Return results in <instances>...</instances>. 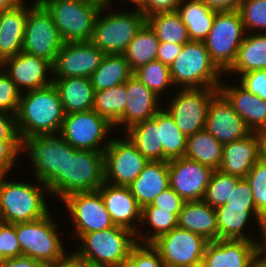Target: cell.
Returning <instances> with one entry per match:
<instances>
[{
    "instance_id": "obj_38",
    "label": "cell",
    "mask_w": 266,
    "mask_h": 267,
    "mask_svg": "<svg viewBox=\"0 0 266 267\" xmlns=\"http://www.w3.org/2000/svg\"><path fill=\"white\" fill-rule=\"evenodd\" d=\"M153 119L160 128L163 161L184 157L187 137L176 126L175 120L162 108L155 114Z\"/></svg>"
},
{
    "instance_id": "obj_55",
    "label": "cell",
    "mask_w": 266,
    "mask_h": 267,
    "mask_svg": "<svg viewBox=\"0 0 266 267\" xmlns=\"http://www.w3.org/2000/svg\"><path fill=\"white\" fill-rule=\"evenodd\" d=\"M0 267H47V265L39 260L21 256L2 260Z\"/></svg>"
},
{
    "instance_id": "obj_7",
    "label": "cell",
    "mask_w": 266,
    "mask_h": 267,
    "mask_svg": "<svg viewBox=\"0 0 266 267\" xmlns=\"http://www.w3.org/2000/svg\"><path fill=\"white\" fill-rule=\"evenodd\" d=\"M107 5L104 2L99 10L90 41L105 54L123 55L146 18L138 7L132 13H112L101 17Z\"/></svg>"
},
{
    "instance_id": "obj_5",
    "label": "cell",
    "mask_w": 266,
    "mask_h": 267,
    "mask_svg": "<svg viewBox=\"0 0 266 267\" xmlns=\"http://www.w3.org/2000/svg\"><path fill=\"white\" fill-rule=\"evenodd\" d=\"M173 84L182 88H219L222 72L202 41H189L169 66Z\"/></svg>"
},
{
    "instance_id": "obj_22",
    "label": "cell",
    "mask_w": 266,
    "mask_h": 267,
    "mask_svg": "<svg viewBox=\"0 0 266 267\" xmlns=\"http://www.w3.org/2000/svg\"><path fill=\"white\" fill-rule=\"evenodd\" d=\"M256 242L218 239L208 242L202 265L204 267H250L256 254Z\"/></svg>"
},
{
    "instance_id": "obj_44",
    "label": "cell",
    "mask_w": 266,
    "mask_h": 267,
    "mask_svg": "<svg viewBox=\"0 0 266 267\" xmlns=\"http://www.w3.org/2000/svg\"><path fill=\"white\" fill-rule=\"evenodd\" d=\"M138 242L122 267H165L159 251L152 244Z\"/></svg>"
},
{
    "instance_id": "obj_54",
    "label": "cell",
    "mask_w": 266,
    "mask_h": 267,
    "mask_svg": "<svg viewBox=\"0 0 266 267\" xmlns=\"http://www.w3.org/2000/svg\"><path fill=\"white\" fill-rule=\"evenodd\" d=\"M183 45L172 42H159L156 59L170 66L177 55L181 52Z\"/></svg>"
},
{
    "instance_id": "obj_20",
    "label": "cell",
    "mask_w": 266,
    "mask_h": 267,
    "mask_svg": "<svg viewBox=\"0 0 266 267\" xmlns=\"http://www.w3.org/2000/svg\"><path fill=\"white\" fill-rule=\"evenodd\" d=\"M6 65V66H5ZM0 66L8 67L6 74L16 84L18 90L23 86L27 91H32L49 86L53 78L46 80L47 71L53 70L52 63L42 57L20 51L16 56L4 59Z\"/></svg>"
},
{
    "instance_id": "obj_23",
    "label": "cell",
    "mask_w": 266,
    "mask_h": 267,
    "mask_svg": "<svg viewBox=\"0 0 266 267\" xmlns=\"http://www.w3.org/2000/svg\"><path fill=\"white\" fill-rule=\"evenodd\" d=\"M98 191L112 222L137 233V229L131 223L135 220L141 222L142 208L132 195L129 186H115L104 182Z\"/></svg>"
},
{
    "instance_id": "obj_40",
    "label": "cell",
    "mask_w": 266,
    "mask_h": 267,
    "mask_svg": "<svg viewBox=\"0 0 266 267\" xmlns=\"http://www.w3.org/2000/svg\"><path fill=\"white\" fill-rule=\"evenodd\" d=\"M146 222L154 229L153 234L145 238L140 233L136 237H143L144 244H152L160 236L169 233L172 229L178 227V216L171 210H159V207L146 205L142 208L141 223ZM140 235V236H139Z\"/></svg>"
},
{
    "instance_id": "obj_43",
    "label": "cell",
    "mask_w": 266,
    "mask_h": 267,
    "mask_svg": "<svg viewBox=\"0 0 266 267\" xmlns=\"http://www.w3.org/2000/svg\"><path fill=\"white\" fill-rule=\"evenodd\" d=\"M245 178L252 188L257 212L266 220V160L261 157Z\"/></svg>"
},
{
    "instance_id": "obj_29",
    "label": "cell",
    "mask_w": 266,
    "mask_h": 267,
    "mask_svg": "<svg viewBox=\"0 0 266 267\" xmlns=\"http://www.w3.org/2000/svg\"><path fill=\"white\" fill-rule=\"evenodd\" d=\"M65 114L93 109L95 91L88 77L54 78Z\"/></svg>"
},
{
    "instance_id": "obj_53",
    "label": "cell",
    "mask_w": 266,
    "mask_h": 267,
    "mask_svg": "<svg viewBox=\"0 0 266 267\" xmlns=\"http://www.w3.org/2000/svg\"><path fill=\"white\" fill-rule=\"evenodd\" d=\"M0 140H19L16 117L0 110Z\"/></svg>"
},
{
    "instance_id": "obj_39",
    "label": "cell",
    "mask_w": 266,
    "mask_h": 267,
    "mask_svg": "<svg viewBox=\"0 0 266 267\" xmlns=\"http://www.w3.org/2000/svg\"><path fill=\"white\" fill-rule=\"evenodd\" d=\"M127 104L126 82L94 95L93 110L114 125L123 115Z\"/></svg>"
},
{
    "instance_id": "obj_42",
    "label": "cell",
    "mask_w": 266,
    "mask_h": 267,
    "mask_svg": "<svg viewBox=\"0 0 266 267\" xmlns=\"http://www.w3.org/2000/svg\"><path fill=\"white\" fill-rule=\"evenodd\" d=\"M240 177L230 175L221 170H214L207 185L203 201L213 208L226 204Z\"/></svg>"
},
{
    "instance_id": "obj_52",
    "label": "cell",
    "mask_w": 266,
    "mask_h": 267,
    "mask_svg": "<svg viewBox=\"0 0 266 267\" xmlns=\"http://www.w3.org/2000/svg\"><path fill=\"white\" fill-rule=\"evenodd\" d=\"M182 0H143L138 6L145 18L156 13L177 11Z\"/></svg>"
},
{
    "instance_id": "obj_6",
    "label": "cell",
    "mask_w": 266,
    "mask_h": 267,
    "mask_svg": "<svg viewBox=\"0 0 266 267\" xmlns=\"http://www.w3.org/2000/svg\"><path fill=\"white\" fill-rule=\"evenodd\" d=\"M135 236L136 233L132 230L117 225L87 233L79 238L83 245L76 253L89 263L122 267L132 248L138 243Z\"/></svg>"
},
{
    "instance_id": "obj_18",
    "label": "cell",
    "mask_w": 266,
    "mask_h": 267,
    "mask_svg": "<svg viewBox=\"0 0 266 267\" xmlns=\"http://www.w3.org/2000/svg\"><path fill=\"white\" fill-rule=\"evenodd\" d=\"M104 55L91 41L64 43L52 64V72L57 74L54 78H90Z\"/></svg>"
},
{
    "instance_id": "obj_11",
    "label": "cell",
    "mask_w": 266,
    "mask_h": 267,
    "mask_svg": "<svg viewBox=\"0 0 266 267\" xmlns=\"http://www.w3.org/2000/svg\"><path fill=\"white\" fill-rule=\"evenodd\" d=\"M63 44L50 13L38 0L35 1L32 8L28 9L22 51L53 64Z\"/></svg>"
},
{
    "instance_id": "obj_15",
    "label": "cell",
    "mask_w": 266,
    "mask_h": 267,
    "mask_svg": "<svg viewBox=\"0 0 266 267\" xmlns=\"http://www.w3.org/2000/svg\"><path fill=\"white\" fill-rule=\"evenodd\" d=\"M126 138L111 139L104 150L105 182L115 186H129L148 163L131 140Z\"/></svg>"
},
{
    "instance_id": "obj_27",
    "label": "cell",
    "mask_w": 266,
    "mask_h": 267,
    "mask_svg": "<svg viewBox=\"0 0 266 267\" xmlns=\"http://www.w3.org/2000/svg\"><path fill=\"white\" fill-rule=\"evenodd\" d=\"M170 186L168 161H148L139 176L129 185L141 208Z\"/></svg>"
},
{
    "instance_id": "obj_49",
    "label": "cell",
    "mask_w": 266,
    "mask_h": 267,
    "mask_svg": "<svg viewBox=\"0 0 266 267\" xmlns=\"http://www.w3.org/2000/svg\"><path fill=\"white\" fill-rule=\"evenodd\" d=\"M226 204L237 207H255L252 188L246 178H240Z\"/></svg>"
},
{
    "instance_id": "obj_63",
    "label": "cell",
    "mask_w": 266,
    "mask_h": 267,
    "mask_svg": "<svg viewBox=\"0 0 266 267\" xmlns=\"http://www.w3.org/2000/svg\"><path fill=\"white\" fill-rule=\"evenodd\" d=\"M134 4H137L138 6L143 2V0H129Z\"/></svg>"
},
{
    "instance_id": "obj_51",
    "label": "cell",
    "mask_w": 266,
    "mask_h": 267,
    "mask_svg": "<svg viewBox=\"0 0 266 267\" xmlns=\"http://www.w3.org/2000/svg\"><path fill=\"white\" fill-rule=\"evenodd\" d=\"M19 154V140H0V175H6Z\"/></svg>"
},
{
    "instance_id": "obj_9",
    "label": "cell",
    "mask_w": 266,
    "mask_h": 267,
    "mask_svg": "<svg viewBox=\"0 0 266 267\" xmlns=\"http://www.w3.org/2000/svg\"><path fill=\"white\" fill-rule=\"evenodd\" d=\"M56 226L58 225L50 214L36 221L16 223L22 256L39 260L46 265L61 258L65 252Z\"/></svg>"
},
{
    "instance_id": "obj_47",
    "label": "cell",
    "mask_w": 266,
    "mask_h": 267,
    "mask_svg": "<svg viewBox=\"0 0 266 267\" xmlns=\"http://www.w3.org/2000/svg\"><path fill=\"white\" fill-rule=\"evenodd\" d=\"M21 256V248L16 235V224L0 221V262L7 258Z\"/></svg>"
},
{
    "instance_id": "obj_41",
    "label": "cell",
    "mask_w": 266,
    "mask_h": 267,
    "mask_svg": "<svg viewBox=\"0 0 266 267\" xmlns=\"http://www.w3.org/2000/svg\"><path fill=\"white\" fill-rule=\"evenodd\" d=\"M147 88L153 91L158 97L162 90L168 86H173L169 66L155 59L142 65L133 74Z\"/></svg>"
},
{
    "instance_id": "obj_33",
    "label": "cell",
    "mask_w": 266,
    "mask_h": 267,
    "mask_svg": "<svg viewBox=\"0 0 266 267\" xmlns=\"http://www.w3.org/2000/svg\"><path fill=\"white\" fill-rule=\"evenodd\" d=\"M133 74L124 55L105 54L90 80L94 91L97 92L123 84Z\"/></svg>"
},
{
    "instance_id": "obj_25",
    "label": "cell",
    "mask_w": 266,
    "mask_h": 267,
    "mask_svg": "<svg viewBox=\"0 0 266 267\" xmlns=\"http://www.w3.org/2000/svg\"><path fill=\"white\" fill-rule=\"evenodd\" d=\"M239 87H226L220 84L219 92L252 132L266 135V101L252 94L242 85Z\"/></svg>"
},
{
    "instance_id": "obj_35",
    "label": "cell",
    "mask_w": 266,
    "mask_h": 267,
    "mask_svg": "<svg viewBox=\"0 0 266 267\" xmlns=\"http://www.w3.org/2000/svg\"><path fill=\"white\" fill-rule=\"evenodd\" d=\"M266 70V33L245 35L238 48L234 64L227 71L247 73L253 70Z\"/></svg>"
},
{
    "instance_id": "obj_58",
    "label": "cell",
    "mask_w": 266,
    "mask_h": 267,
    "mask_svg": "<svg viewBox=\"0 0 266 267\" xmlns=\"http://www.w3.org/2000/svg\"><path fill=\"white\" fill-rule=\"evenodd\" d=\"M262 236H263V242H256V254L257 256L264 262H266V220L262 222L260 225ZM262 256V257H261Z\"/></svg>"
},
{
    "instance_id": "obj_2",
    "label": "cell",
    "mask_w": 266,
    "mask_h": 267,
    "mask_svg": "<svg viewBox=\"0 0 266 267\" xmlns=\"http://www.w3.org/2000/svg\"><path fill=\"white\" fill-rule=\"evenodd\" d=\"M104 182V151L71 147L66 152L65 175H56L46 186L62 200L74 192L96 191Z\"/></svg>"
},
{
    "instance_id": "obj_60",
    "label": "cell",
    "mask_w": 266,
    "mask_h": 267,
    "mask_svg": "<svg viewBox=\"0 0 266 267\" xmlns=\"http://www.w3.org/2000/svg\"><path fill=\"white\" fill-rule=\"evenodd\" d=\"M250 267H266V262L262 261L258 256H256L253 259Z\"/></svg>"
},
{
    "instance_id": "obj_19",
    "label": "cell",
    "mask_w": 266,
    "mask_h": 267,
    "mask_svg": "<svg viewBox=\"0 0 266 267\" xmlns=\"http://www.w3.org/2000/svg\"><path fill=\"white\" fill-rule=\"evenodd\" d=\"M205 129L222 145L245 138L252 132L220 92L208 106Z\"/></svg>"
},
{
    "instance_id": "obj_14",
    "label": "cell",
    "mask_w": 266,
    "mask_h": 267,
    "mask_svg": "<svg viewBox=\"0 0 266 267\" xmlns=\"http://www.w3.org/2000/svg\"><path fill=\"white\" fill-rule=\"evenodd\" d=\"M208 242L201 235L176 227L152 245L159 251L165 267H192L202 264Z\"/></svg>"
},
{
    "instance_id": "obj_57",
    "label": "cell",
    "mask_w": 266,
    "mask_h": 267,
    "mask_svg": "<svg viewBox=\"0 0 266 267\" xmlns=\"http://www.w3.org/2000/svg\"><path fill=\"white\" fill-rule=\"evenodd\" d=\"M211 9L217 11H232L238 10L242 0H201Z\"/></svg>"
},
{
    "instance_id": "obj_48",
    "label": "cell",
    "mask_w": 266,
    "mask_h": 267,
    "mask_svg": "<svg viewBox=\"0 0 266 267\" xmlns=\"http://www.w3.org/2000/svg\"><path fill=\"white\" fill-rule=\"evenodd\" d=\"M241 75V85L266 101V70H253Z\"/></svg>"
},
{
    "instance_id": "obj_26",
    "label": "cell",
    "mask_w": 266,
    "mask_h": 267,
    "mask_svg": "<svg viewBox=\"0 0 266 267\" xmlns=\"http://www.w3.org/2000/svg\"><path fill=\"white\" fill-rule=\"evenodd\" d=\"M23 3L21 1L0 13V63L22 51L28 16V9Z\"/></svg>"
},
{
    "instance_id": "obj_64",
    "label": "cell",
    "mask_w": 266,
    "mask_h": 267,
    "mask_svg": "<svg viewBox=\"0 0 266 267\" xmlns=\"http://www.w3.org/2000/svg\"><path fill=\"white\" fill-rule=\"evenodd\" d=\"M192 267H204L202 264L197 265V266H192Z\"/></svg>"
},
{
    "instance_id": "obj_13",
    "label": "cell",
    "mask_w": 266,
    "mask_h": 267,
    "mask_svg": "<svg viewBox=\"0 0 266 267\" xmlns=\"http://www.w3.org/2000/svg\"><path fill=\"white\" fill-rule=\"evenodd\" d=\"M218 92L219 88H183L165 110L186 137L194 135L205 129L208 106Z\"/></svg>"
},
{
    "instance_id": "obj_30",
    "label": "cell",
    "mask_w": 266,
    "mask_h": 267,
    "mask_svg": "<svg viewBox=\"0 0 266 267\" xmlns=\"http://www.w3.org/2000/svg\"><path fill=\"white\" fill-rule=\"evenodd\" d=\"M218 226V239L248 240L257 242L243 234L242 231L248 223L253 212L259 225L265 220L256 207H237L223 204L215 208Z\"/></svg>"
},
{
    "instance_id": "obj_34",
    "label": "cell",
    "mask_w": 266,
    "mask_h": 267,
    "mask_svg": "<svg viewBox=\"0 0 266 267\" xmlns=\"http://www.w3.org/2000/svg\"><path fill=\"white\" fill-rule=\"evenodd\" d=\"M222 152L223 145L203 129L187 137L184 157L218 170L222 161Z\"/></svg>"
},
{
    "instance_id": "obj_37",
    "label": "cell",
    "mask_w": 266,
    "mask_h": 267,
    "mask_svg": "<svg viewBox=\"0 0 266 267\" xmlns=\"http://www.w3.org/2000/svg\"><path fill=\"white\" fill-rule=\"evenodd\" d=\"M159 42L186 44L190 41L186 25L177 11L156 13L146 18Z\"/></svg>"
},
{
    "instance_id": "obj_45",
    "label": "cell",
    "mask_w": 266,
    "mask_h": 267,
    "mask_svg": "<svg viewBox=\"0 0 266 267\" xmlns=\"http://www.w3.org/2000/svg\"><path fill=\"white\" fill-rule=\"evenodd\" d=\"M238 11L244 29H265L266 31V0H242Z\"/></svg>"
},
{
    "instance_id": "obj_21",
    "label": "cell",
    "mask_w": 266,
    "mask_h": 267,
    "mask_svg": "<svg viewBox=\"0 0 266 267\" xmlns=\"http://www.w3.org/2000/svg\"><path fill=\"white\" fill-rule=\"evenodd\" d=\"M265 136L260 132H251L245 138L223 145L219 170L245 178L253 165L262 157Z\"/></svg>"
},
{
    "instance_id": "obj_4",
    "label": "cell",
    "mask_w": 266,
    "mask_h": 267,
    "mask_svg": "<svg viewBox=\"0 0 266 267\" xmlns=\"http://www.w3.org/2000/svg\"><path fill=\"white\" fill-rule=\"evenodd\" d=\"M5 177L6 175H0L1 222L9 224L32 222L49 214L42 194L44 189L48 192L45 184L39 182L38 187L24 182H10L4 180Z\"/></svg>"
},
{
    "instance_id": "obj_3",
    "label": "cell",
    "mask_w": 266,
    "mask_h": 267,
    "mask_svg": "<svg viewBox=\"0 0 266 267\" xmlns=\"http://www.w3.org/2000/svg\"><path fill=\"white\" fill-rule=\"evenodd\" d=\"M50 13L64 43L92 39L102 0H38Z\"/></svg>"
},
{
    "instance_id": "obj_17",
    "label": "cell",
    "mask_w": 266,
    "mask_h": 267,
    "mask_svg": "<svg viewBox=\"0 0 266 267\" xmlns=\"http://www.w3.org/2000/svg\"><path fill=\"white\" fill-rule=\"evenodd\" d=\"M213 169L181 157L168 160L170 187L185 201H202Z\"/></svg>"
},
{
    "instance_id": "obj_16",
    "label": "cell",
    "mask_w": 266,
    "mask_h": 267,
    "mask_svg": "<svg viewBox=\"0 0 266 267\" xmlns=\"http://www.w3.org/2000/svg\"><path fill=\"white\" fill-rule=\"evenodd\" d=\"M62 201L72 215L78 238L87 233L115 226L98 190L74 192L67 195Z\"/></svg>"
},
{
    "instance_id": "obj_1",
    "label": "cell",
    "mask_w": 266,
    "mask_h": 267,
    "mask_svg": "<svg viewBox=\"0 0 266 267\" xmlns=\"http://www.w3.org/2000/svg\"><path fill=\"white\" fill-rule=\"evenodd\" d=\"M65 112L59 92L49 86L21 95L16 117L19 138L59 134Z\"/></svg>"
},
{
    "instance_id": "obj_8",
    "label": "cell",
    "mask_w": 266,
    "mask_h": 267,
    "mask_svg": "<svg viewBox=\"0 0 266 267\" xmlns=\"http://www.w3.org/2000/svg\"><path fill=\"white\" fill-rule=\"evenodd\" d=\"M244 25L238 10L217 11L204 44L212 61L226 73L234 64L244 39Z\"/></svg>"
},
{
    "instance_id": "obj_36",
    "label": "cell",
    "mask_w": 266,
    "mask_h": 267,
    "mask_svg": "<svg viewBox=\"0 0 266 267\" xmlns=\"http://www.w3.org/2000/svg\"><path fill=\"white\" fill-rule=\"evenodd\" d=\"M159 39L147 22L138 30L123 54L134 72L142 65L156 59Z\"/></svg>"
},
{
    "instance_id": "obj_28",
    "label": "cell",
    "mask_w": 266,
    "mask_h": 267,
    "mask_svg": "<svg viewBox=\"0 0 266 267\" xmlns=\"http://www.w3.org/2000/svg\"><path fill=\"white\" fill-rule=\"evenodd\" d=\"M178 227L201 235L209 242L218 240L216 210L203 200L184 202Z\"/></svg>"
},
{
    "instance_id": "obj_50",
    "label": "cell",
    "mask_w": 266,
    "mask_h": 267,
    "mask_svg": "<svg viewBox=\"0 0 266 267\" xmlns=\"http://www.w3.org/2000/svg\"><path fill=\"white\" fill-rule=\"evenodd\" d=\"M184 202L178 193L169 186L158 194L149 205L159 207V210H171L172 213L178 216Z\"/></svg>"
},
{
    "instance_id": "obj_62",
    "label": "cell",
    "mask_w": 266,
    "mask_h": 267,
    "mask_svg": "<svg viewBox=\"0 0 266 267\" xmlns=\"http://www.w3.org/2000/svg\"><path fill=\"white\" fill-rule=\"evenodd\" d=\"M262 157L266 160V136L264 138V142L262 146Z\"/></svg>"
},
{
    "instance_id": "obj_65",
    "label": "cell",
    "mask_w": 266,
    "mask_h": 267,
    "mask_svg": "<svg viewBox=\"0 0 266 267\" xmlns=\"http://www.w3.org/2000/svg\"><path fill=\"white\" fill-rule=\"evenodd\" d=\"M102 1H105V3L109 4V1H110V0H102Z\"/></svg>"
},
{
    "instance_id": "obj_31",
    "label": "cell",
    "mask_w": 266,
    "mask_h": 267,
    "mask_svg": "<svg viewBox=\"0 0 266 267\" xmlns=\"http://www.w3.org/2000/svg\"><path fill=\"white\" fill-rule=\"evenodd\" d=\"M184 2L185 0H182L178 5L177 12L186 25L189 39L204 42L212 28L217 10L211 9L201 0H188L186 4Z\"/></svg>"
},
{
    "instance_id": "obj_12",
    "label": "cell",
    "mask_w": 266,
    "mask_h": 267,
    "mask_svg": "<svg viewBox=\"0 0 266 267\" xmlns=\"http://www.w3.org/2000/svg\"><path fill=\"white\" fill-rule=\"evenodd\" d=\"M112 124L95 110L65 114L59 134L77 150L104 151L102 144ZM100 145V146H99Z\"/></svg>"
},
{
    "instance_id": "obj_10",
    "label": "cell",
    "mask_w": 266,
    "mask_h": 267,
    "mask_svg": "<svg viewBox=\"0 0 266 267\" xmlns=\"http://www.w3.org/2000/svg\"><path fill=\"white\" fill-rule=\"evenodd\" d=\"M71 147L60 134L19 138V152L27 150L38 182L45 185L56 175H65L66 152Z\"/></svg>"
},
{
    "instance_id": "obj_61",
    "label": "cell",
    "mask_w": 266,
    "mask_h": 267,
    "mask_svg": "<svg viewBox=\"0 0 266 267\" xmlns=\"http://www.w3.org/2000/svg\"><path fill=\"white\" fill-rule=\"evenodd\" d=\"M86 267H112V266H109V265H101V264H93V263H89L86 260Z\"/></svg>"
},
{
    "instance_id": "obj_59",
    "label": "cell",
    "mask_w": 266,
    "mask_h": 267,
    "mask_svg": "<svg viewBox=\"0 0 266 267\" xmlns=\"http://www.w3.org/2000/svg\"><path fill=\"white\" fill-rule=\"evenodd\" d=\"M22 0H0V13L17 5Z\"/></svg>"
},
{
    "instance_id": "obj_56",
    "label": "cell",
    "mask_w": 266,
    "mask_h": 267,
    "mask_svg": "<svg viewBox=\"0 0 266 267\" xmlns=\"http://www.w3.org/2000/svg\"><path fill=\"white\" fill-rule=\"evenodd\" d=\"M47 267H86V259L76 252L71 255L64 254L55 263L47 265Z\"/></svg>"
},
{
    "instance_id": "obj_32",
    "label": "cell",
    "mask_w": 266,
    "mask_h": 267,
    "mask_svg": "<svg viewBox=\"0 0 266 267\" xmlns=\"http://www.w3.org/2000/svg\"><path fill=\"white\" fill-rule=\"evenodd\" d=\"M126 130V137L148 161H163L160 128L153 118L133 124Z\"/></svg>"
},
{
    "instance_id": "obj_24",
    "label": "cell",
    "mask_w": 266,
    "mask_h": 267,
    "mask_svg": "<svg viewBox=\"0 0 266 267\" xmlns=\"http://www.w3.org/2000/svg\"><path fill=\"white\" fill-rule=\"evenodd\" d=\"M127 104L121 118L113 125H124L127 129L138 122L146 121L155 116L161 109L159 97L132 75L126 81Z\"/></svg>"
},
{
    "instance_id": "obj_46",
    "label": "cell",
    "mask_w": 266,
    "mask_h": 267,
    "mask_svg": "<svg viewBox=\"0 0 266 267\" xmlns=\"http://www.w3.org/2000/svg\"><path fill=\"white\" fill-rule=\"evenodd\" d=\"M21 94L10 77L5 72L1 73L0 67V110L16 115Z\"/></svg>"
}]
</instances>
